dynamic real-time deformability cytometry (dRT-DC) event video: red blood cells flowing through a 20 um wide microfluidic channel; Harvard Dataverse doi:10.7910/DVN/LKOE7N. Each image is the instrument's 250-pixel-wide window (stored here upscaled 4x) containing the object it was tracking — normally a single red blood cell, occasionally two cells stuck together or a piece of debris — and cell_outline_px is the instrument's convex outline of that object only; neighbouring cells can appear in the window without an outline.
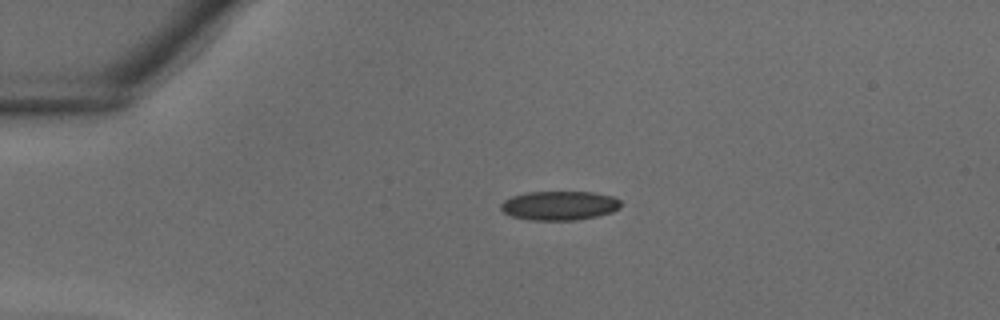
{"species": "common noctule bat (a hibernating species)", "species_latin": "Nyctalus noctula", "temperature_condition": "warm", "stored_images_in_passage": 37, "camera_frame_rate_fps": 3000, "um_per_image_px": 0.085, "animal": {"sex": "male", "body_mass_g": 18.8}, "frame": {"image": 1, "passage_image": 8, "time_ms": 2.333, "image_size_px": [1000, 320], "cell_outline_px": [[620, 208], [612, 212], [596, 216], [576, 220], [528, 220], [512, 216], [504, 212], [500, 208], [500, 204], [504, 200], [512, 196], [524, 192], [592, 192], [612, 196], [620, 200]], "centroid_in_image_um": [47.53, 17.47], "position_along_channel_um": 37.5, "area_um2": 20.4}}
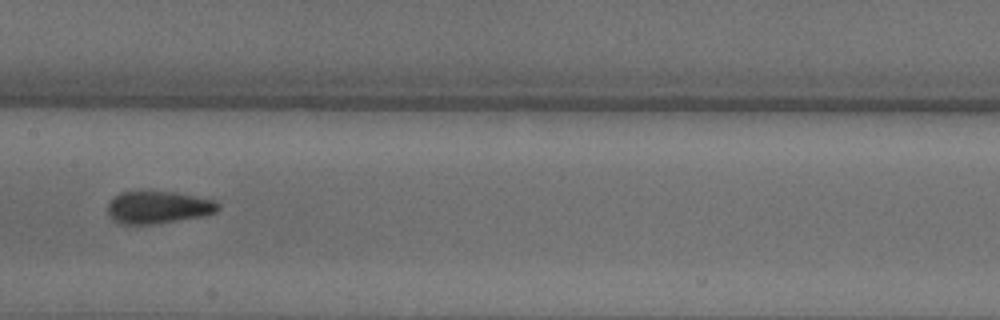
{"frame": {"image": 2, "passage_image": 19, "time_ms": 6.0, "image_size_px": [1000, 320], "cell_outline_px": [[220, 208], [216, 212], [204, 216], [152, 224], [120, 224], [112, 220], [108, 216], [108, 204], [120, 192], [176, 192], [216, 200], [220, 204]], "centroid_in_image_um": [13.47, 17.63], "position_along_channel_um": 193.9, "area_um2": 20.87}}
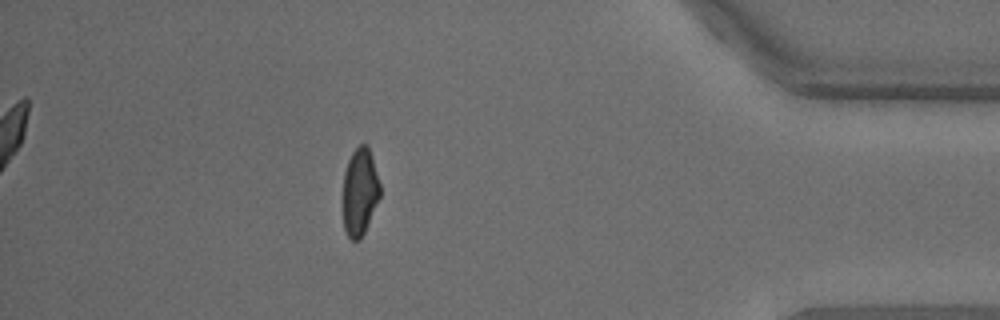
{"frame": {"image": 3, "passage_image": 33, "time_ms": 10.667, "image_size_px": [1000, 320], "cell_outline_px": [[380, 196], [364, 232], [360, 240], [352, 240], [348, 236], [344, 228], [344, 172], [348, 160], [352, 152], [360, 144], [368, 144], [372, 156], [380, 184]], "centroid_in_image_um": [30.59, 16.27], "position_along_channel_um": 404.6, "area_um2": 18.67}}